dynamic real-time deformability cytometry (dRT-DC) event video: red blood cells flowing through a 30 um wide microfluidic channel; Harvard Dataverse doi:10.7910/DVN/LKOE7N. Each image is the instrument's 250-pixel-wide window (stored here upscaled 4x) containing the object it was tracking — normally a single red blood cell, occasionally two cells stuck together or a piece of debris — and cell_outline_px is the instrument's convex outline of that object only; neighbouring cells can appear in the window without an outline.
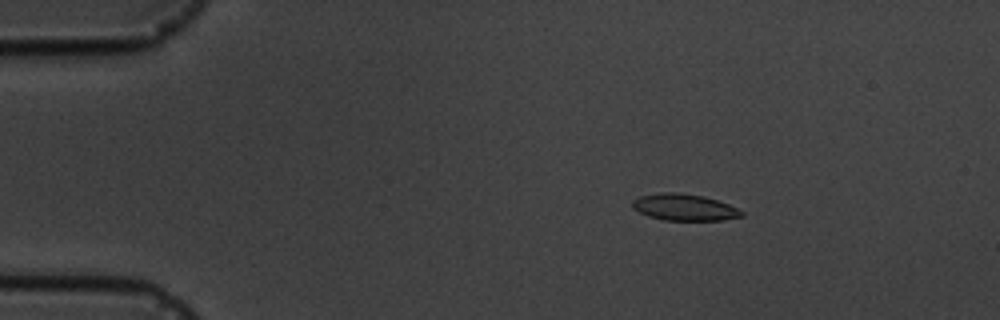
{"species": "common noctule bat (a hibernating species)", "species_latin": "Nyctalus noctula", "temperature_condition": "cold", "stored_images_in_passage": 5, "camera_frame_rate_fps": 3000, "um_per_image_px": 0.085, "animal": {"sex": "male", "body_mass_g": 19.5, "forearm_length_mm": 54.6}, "frame": {"image": 1, "passage_image": 3, "time_ms": 2.333, "image_size_px": [1000, 320], "cell_outline_px": [[744, 216], [724, 220], [664, 220], [648, 216], [632, 208], [632, 200], [640, 196], [660, 192], [676, 192], [704, 196], [728, 204], [744, 212]], "centroid_in_image_um": [58.15, 17.62], "position_along_channel_um": 26.8, "area_um2": 16.94}}